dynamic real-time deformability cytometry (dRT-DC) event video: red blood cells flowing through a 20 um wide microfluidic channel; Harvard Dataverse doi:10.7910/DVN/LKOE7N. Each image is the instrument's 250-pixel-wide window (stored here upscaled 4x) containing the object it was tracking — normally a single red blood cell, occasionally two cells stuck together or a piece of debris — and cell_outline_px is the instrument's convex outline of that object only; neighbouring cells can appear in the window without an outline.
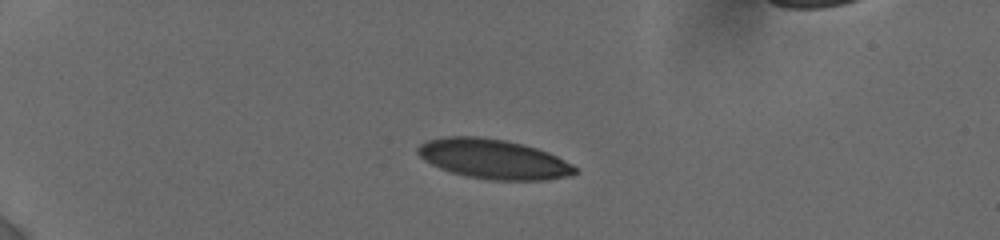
{"species": "human", "species_latin": "Homo sapiens", "temperature_condition": "cold", "stored_images_in_passage": 6, "camera_frame_rate_fps": 3000, "um_per_image_px": 0.085, "donor": {"sex": "female"}, "frame": {"image": 1, "passage_image": 4, "time_ms": 3.667, "image_size_px": [1000, 240], "cell_outline_px": [[580, 168], [576, 172], [568, 176], [544, 180], [492, 180], [468, 176], [452, 172], [440, 168], [424, 160], [416, 152], [416, 148], [420, 144], [428, 140], [444, 136], [480, 136], [504, 140], [524, 144], [548, 152]], "centroid_in_image_um": [41.94, 13.51], "position_along_channel_um": 43.1, "area_um2": 36.3}}
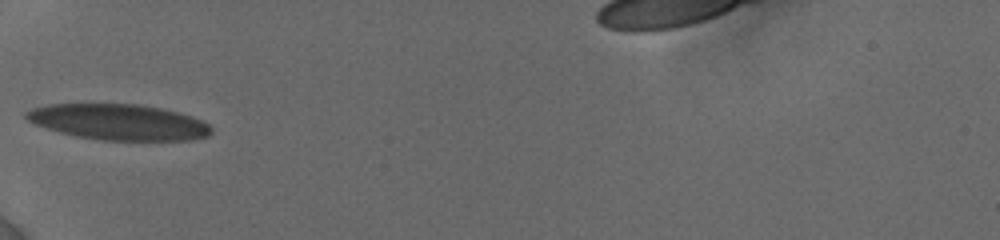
{"frame": {"image": 2, "passage_image": 6, "time_ms": 6.0, "image_size_px": [1000, 240], "cell_outline_px": [[212, 132], [208, 136], [192, 140], [100, 140], [76, 136], [60, 132], [36, 124], [28, 120], [24, 116], [24, 112], [32, 108], [48, 104], [136, 104], [160, 108], [192, 116], [208, 124], [212, 128]], "centroid_in_image_um": [10.08, 10.37], "position_along_channel_um": 74.9, "area_um2": 38.44}}